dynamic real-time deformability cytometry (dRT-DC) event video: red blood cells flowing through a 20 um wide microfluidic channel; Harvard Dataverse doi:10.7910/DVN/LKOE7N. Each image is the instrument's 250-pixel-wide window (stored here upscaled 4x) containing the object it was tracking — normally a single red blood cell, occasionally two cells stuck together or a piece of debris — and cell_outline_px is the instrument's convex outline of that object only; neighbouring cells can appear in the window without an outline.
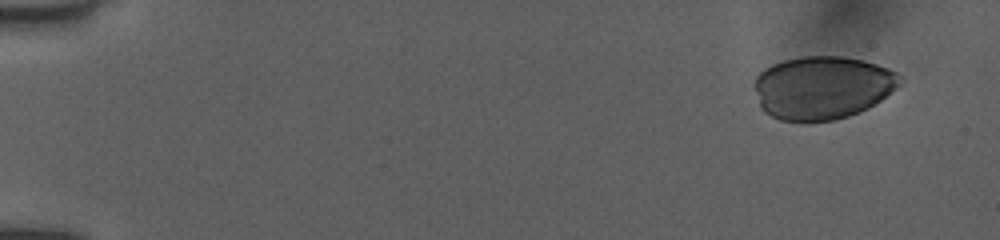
{"species": "human", "species_latin": "Homo sapiens", "temperature_condition": "room temperature", "stored_images_in_passage": 6, "camera_frame_rate_fps": 3000, "um_per_image_px": 0.085, "donor": {"sex": "female"}, "frame": {"image": 1, "passage_image": 1, "time_ms": 0.0, "image_size_px": [1000, 240], "cell_outline_px": [[904, 80], [896, 88], [880, 100], [868, 108], [848, 116], [832, 120], [780, 120], [764, 112], [760, 108], [756, 92], [756, 76], [764, 68], [772, 64], [784, 60], [804, 56], [844, 56], [864, 60], [888, 68], [896, 72]], "centroid_in_image_um": [69.92, 7.42], "position_along_channel_um": 15.1, "area_um2": 53.29}}
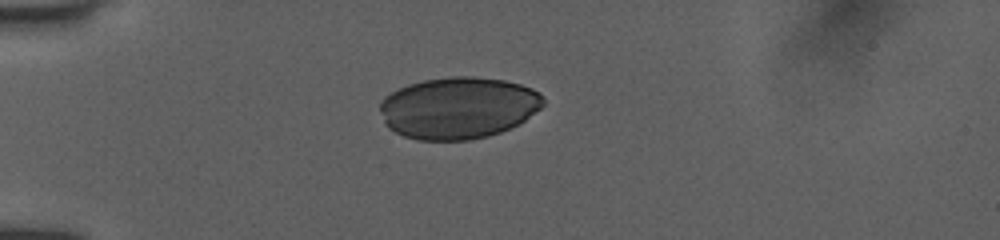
{"frame": {"image": 2, "passage_image": 5, "time_ms": 3.667, "image_size_px": [1000, 240], "cell_outline_px": [[544, 104], [540, 108], [524, 120], [500, 132], [488, 136], [468, 140], [420, 140], [404, 136], [388, 128], [384, 124], [380, 112], [380, 100], [384, 96], [408, 84], [424, 80], [452, 76], [472, 76], [504, 80], [520, 84], [532, 88], [540, 92], [544, 96]], "centroid_in_image_um": [38.94, 9.16], "position_along_channel_um": 46.1, "area_um2": 58.9}}